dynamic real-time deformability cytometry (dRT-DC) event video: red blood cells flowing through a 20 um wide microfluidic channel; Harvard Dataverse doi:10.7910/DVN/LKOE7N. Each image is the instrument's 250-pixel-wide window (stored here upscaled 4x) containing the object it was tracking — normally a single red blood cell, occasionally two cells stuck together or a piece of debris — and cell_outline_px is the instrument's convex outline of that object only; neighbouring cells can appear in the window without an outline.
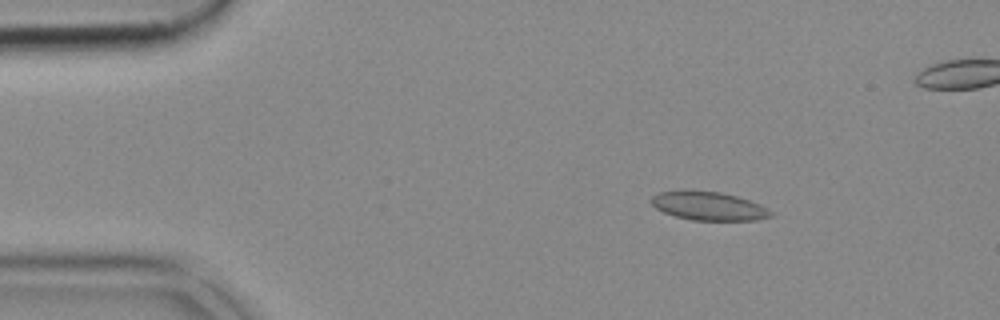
{"species": "common noctule bat (a hibernating species)", "species_latin": "Nyctalus noctula", "temperature_condition": "cold", "stored_images_in_passage": 53, "camera_frame_rate_fps": 3000, "um_per_image_px": 0.085, "animal": {"sex": "female", "body_mass_g": 18.4}, "frame": {"image": 1, "passage_image": 7, "time_ms": 2.0, "image_size_px": [1000, 320], "cell_outline_px": [[772, 216], [756, 220], [692, 220], [676, 216], [664, 212], [656, 208], [652, 204], [652, 196], [660, 192], [684, 188], [720, 192], [736, 196], [760, 204], [772, 212]], "centroid_in_image_um": [60.2, 17.48], "position_along_channel_um": 24.8, "area_um2": 20.06}}
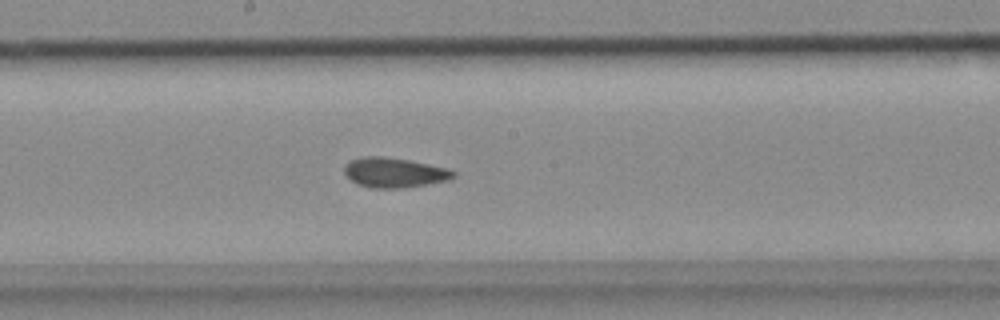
{"frame": {"image": 2, "passage_image": 27, "time_ms": 8.667, "image_size_px": [1000, 320], "cell_outline_px": [[456, 176], [452, 180], [404, 188], [372, 188], [356, 184], [344, 172], [344, 168], [352, 160], [364, 156], [384, 156], [408, 160], [448, 168], [456, 172]], "centroid_in_image_um": [33.58, 14.68], "position_along_channel_um": 214.6, "area_um2": 19.02}}
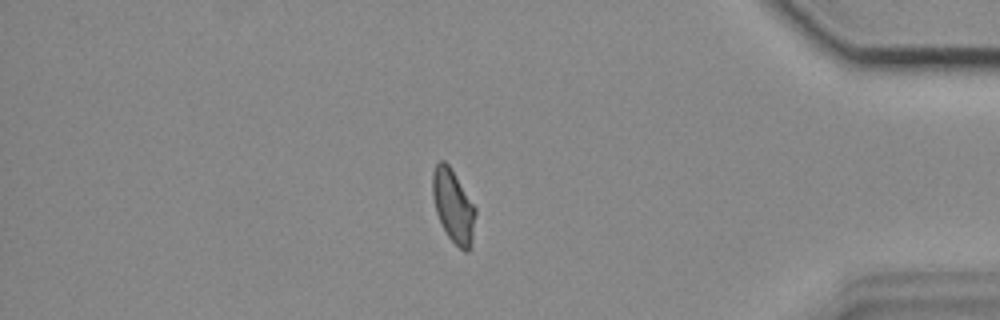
{"frame": {"image": 3, "passage_image": 44, "time_ms": 14.333, "image_size_px": [1000, 320], "cell_outline_px": [[476, 212], [472, 244], [468, 252], [464, 252], [448, 236], [436, 212], [432, 196], [432, 172], [436, 164], [440, 160], [444, 160], [448, 164], [476, 208]], "centroid_in_image_um": [38.53, 17.52], "position_along_channel_um": 396.7, "area_um2": 18.09}}